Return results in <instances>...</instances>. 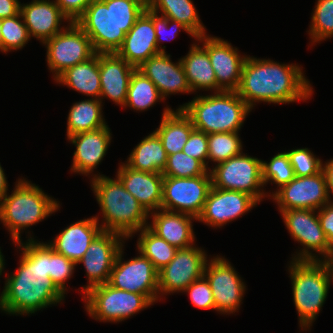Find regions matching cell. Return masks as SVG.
I'll return each mask as SVG.
<instances>
[{
	"label": "cell",
	"mask_w": 333,
	"mask_h": 333,
	"mask_svg": "<svg viewBox=\"0 0 333 333\" xmlns=\"http://www.w3.org/2000/svg\"><path fill=\"white\" fill-rule=\"evenodd\" d=\"M77 264L49 246V276L56 287L66 296V283L73 277Z\"/></svg>",
	"instance_id": "cell-41"
},
{
	"label": "cell",
	"mask_w": 333,
	"mask_h": 333,
	"mask_svg": "<svg viewBox=\"0 0 333 333\" xmlns=\"http://www.w3.org/2000/svg\"><path fill=\"white\" fill-rule=\"evenodd\" d=\"M62 13L71 21L76 22L93 0H54Z\"/></svg>",
	"instance_id": "cell-46"
},
{
	"label": "cell",
	"mask_w": 333,
	"mask_h": 333,
	"mask_svg": "<svg viewBox=\"0 0 333 333\" xmlns=\"http://www.w3.org/2000/svg\"><path fill=\"white\" fill-rule=\"evenodd\" d=\"M165 100L161 97L155 84L138 69L132 73L129 81L124 108L134 112H144Z\"/></svg>",
	"instance_id": "cell-34"
},
{
	"label": "cell",
	"mask_w": 333,
	"mask_h": 333,
	"mask_svg": "<svg viewBox=\"0 0 333 333\" xmlns=\"http://www.w3.org/2000/svg\"><path fill=\"white\" fill-rule=\"evenodd\" d=\"M167 153L161 139L153 131L132 149L124 163L138 171L162 173L167 164Z\"/></svg>",
	"instance_id": "cell-31"
},
{
	"label": "cell",
	"mask_w": 333,
	"mask_h": 333,
	"mask_svg": "<svg viewBox=\"0 0 333 333\" xmlns=\"http://www.w3.org/2000/svg\"><path fill=\"white\" fill-rule=\"evenodd\" d=\"M296 177H305L322 171L324 161L317 157L310 148H294L286 151Z\"/></svg>",
	"instance_id": "cell-42"
},
{
	"label": "cell",
	"mask_w": 333,
	"mask_h": 333,
	"mask_svg": "<svg viewBox=\"0 0 333 333\" xmlns=\"http://www.w3.org/2000/svg\"><path fill=\"white\" fill-rule=\"evenodd\" d=\"M19 249L17 270L5 277L0 292V310L10 316H29L37 311L63 304L65 295L49 276L47 242L22 240L14 243Z\"/></svg>",
	"instance_id": "cell-1"
},
{
	"label": "cell",
	"mask_w": 333,
	"mask_h": 333,
	"mask_svg": "<svg viewBox=\"0 0 333 333\" xmlns=\"http://www.w3.org/2000/svg\"><path fill=\"white\" fill-rule=\"evenodd\" d=\"M54 81L87 97L100 99L99 53L66 69Z\"/></svg>",
	"instance_id": "cell-30"
},
{
	"label": "cell",
	"mask_w": 333,
	"mask_h": 333,
	"mask_svg": "<svg viewBox=\"0 0 333 333\" xmlns=\"http://www.w3.org/2000/svg\"><path fill=\"white\" fill-rule=\"evenodd\" d=\"M330 273H331V278H332V282H333V250L331 251V253L329 254V256L325 259Z\"/></svg>",
	"instance_id": "cell-51"
},
{
	"label": "cell",
	"mask_w": 333,
	"mask_h": 333,
	"mask_svg": "<svg viewBox=\"0 0 333 333\" xmlns=\"http://www.w3.org/2000/svg\"><path fill=\"white\" fill-rule=\"evenodd\" d=\"M20 177L15 186L0 200V224L8 230L12 243L22 241L24 231L27 240H35L31 226L44 221L49 216L58 212L60 201L48 195L38 185Z\"/></svg>",
	"instance_id": "cell-5"
},
{
	"label": "cell",
	"mask_w": 333,
	"mask_h": 333,
	"mask_svg": "<svg viewBox=\"0 0 333 333\" xmlns=\"http://www.w3.org/2000/svg\"><path fill=\"white\" fill-rule=\"evenodd\" d=\"M67 140L76 148L73 153L71 173L89 178L100 175V172L96 174L94 169H97L104 160L111 145L112 132L109 125L97 130L74 134Z\"/></svg>",
	"instance_id": "cell-20"
},
{
	"label": "cell",
	"mask_w": 333,
	"mask_h": 333,
	"mask_svg": "<svg viewBox=\"0 0 333 333\" xmlns=\"http://www.w3.org/2000/svg\"><path fill=\"white\" fill-rule=\"evenodd\" d=\"M100 217L91 216L65 227L47 244L56 252L77 263L87 251L91 242L102 231Z\"/></svg>",
	"instance_id": "cell-25"
},
{
	"label": "cell",
	"mask_w": 333,
	"mask_h": 333,
	"mask_svg": "<svg viewBox=\"0 0 333 333\" xmlns=\"http://www.w3.org/2000/svg\"><path fill=\"white\" fill-rule=\"evenodd\" d=\"M297 63H279L248 55L237 94L253 110L256 103L289 104L306 102L314 88Z\"/></svg>",
	"instance_id": "cell-2"
},
{
	"label": "cell",
	"mask_w": 333,
	"mask_h": 333,
	"mask_svg": "<svg viewBox=\"0 0 333 333\" xmlns=\"http://www.w3.org/2000/svg\"><path fill=\"white\" fill-rule=\"evenodd\" d=\"M182 152L200 160L208 169H210V164H208V134L199 130L194 129Z\"/></svg>",
	"instance_id": "cell-45"
},
{
	"label": "cell",
	"mask_w": 333,
	"mask_h": 333,
	"mask_svg": "<svg viewBox=\"0 0 333 333\" xmlns=\"http://www.w3.org/2000/svg\"><path fill=\"white\" fill-rule=\"evenodd\" d=\"M116 176L148 213L161 209L164 178L162 173L134 170L121 162Z\"/></svg>",
	"instance_id": "cell-26"
},
{
	"label": "cell",
	"mask_w": 333,
	"mask_h": 333,
	"mask_svg": "<svg viewBox=\"0 0 333 333\" xmlns=\"http://www.w3.org/2000/svg\"><path fill=\"white\" fill-rule=\"evenodd\" d=\"M322 171L324 172L326 178L327 193L331 201H333L331 194L333 196V158L326 160L322 164Z\"/></svg>",
	"instance_id": "cell-49"
},
{
	"label": "cell",
	"mask_w": 333,
	"mask_h": 333,
	"mask_svg": "<svg viewBox=\"0 0 333 333\" xmlns=\"http://www.w3.org/2000/svg\"><path fill=\"white\" fill-rule=\"evenodd\" d=\"M178 109H182L190 117L196 130L207 134L240 132L252 111L236 91L197 94Z\"/></svg>",
	"instance_id": "cell-7"
},
{
	"label": "cell",
	"mask_w": 333,
	"mask_h": 333,
	"mask_svg": "<svg viewBox=\"0 0 333 333\" xmlns=\"http://www.w3.org/2000/svg\"><path fill=\"white\" fill-rule=\"evenodd\" d=\"M289 262L287 271L300 331H311L327 300L332 282L331 273L325 260L291 259Z\"/></svg>",
	"instance_id": "cell-6"
},
{
	"label": "cell",
	"mask_w": 333,
	"mask_h": 333,
	"mask_svg": "<svg viewBox=\"0 0 333 333\" xmlns=\"http://www.w3.org/2000/svg\"><path fill=\"white\" fill-rule=\"evenodd\" d=\"M42 45L46 48V62L53 80L66 69L96 54L90 38L76 22L67 24L60 33Z\"/></svg>",
	"instance_id": "cell-11"
},
{
	"label": "cell",
	"mask_w": 333,
	"mask_h": 333,
	"mask_svg": "<svg viewBox=\"0 0 333 333\" xmlns=\"http://www.w3.org/2000/svg\"><path fill=\"white\" fill-rule=\"evenodd\" d=\"M5 256L3 255V253H2V251H1V247H0V278H1V276L3 275V273L5 272L4 270V268H6L5 267V258H4Z\"/></svg>",
	"instance_id": "cell-52"
},
{
	"label": "cell",
	"mask_w": 333,
	"mask_h": 333,
	"mask_svg": "<svg viewBox=\"0 0 333 333\" xmlns=\"http://www.w3.org/2000/svg\"><path fill=\"white\" fill-rule=\"evenodd\" d=\"M207 256L204 248L197 244L178 249L174 258L158 271L159 302L167 295L183 292L192 282L203 277L210 258Z\"/></svg>",
	"instance_id": "cell-14"
},
{
	"label": "cell",
	"mask_w": 333,
	"mask_h": 333,
	"mask_svg": "<svg viewBox=\"0 0 333 333\" xmlns=\"http://www.w3.org/2000/svg\"><path fill=\"white\" fill-rule=\"evenodd\" d=\"M207 51L215 71L217 85L223 91H236L243 65L248 55H241L237 47L218 36L204 35L195 39Z\"/></svg>",
	"instance_id": "cell-18"
},
{
	"label": "cell",
	"mask_w": 333,
	"mask_h": 333,
	"mask_svg": "<svg viewBox=\"0 0 333 333\" xmlns=\"http://www.w3.org/2000/svg\"><path fill=\"white\" fill-rule=\"evenodd\" d=\"M153 25L156 33V44L160 53H168L165 50L166 46H162V42L174 39L177 35H179L181 30L185 31V33H187L191 38H194V40L196 39V37L182 23L168 19L154 12Z\"/></svg>",
	"instance_id": "cell-43"
},
{
	"label": "cell",
	"mask_w": 333,
	"mask_h": 333,
	"mask_svg": "<svg viewBox=\"0 0 333 333\" xmlns=\"http://www.w3.org/2000/svg\"><path fill=\"white\" fill-rule=\"evenodd\" d=\"M319 222L327 239L329 247L333 250V201L317 210Z\"/></svg>",
	"instance_id": "cell-47"
},
{
	"label": "cell",
	"mask_w": 333,
	"mask_h": 333,
	"mask_svg": "<svg viewBox=\"0 0 333 333\" xmlns=\"http://www.w3.org/2000/svg\"><path fill=\"white\" fill-rule=\"evenodd\" d=\"M8 180L0 163V200L8 193Z\"/></svg>",
	"instance_id": "cell-50"
},
{
	"label": "cell",
	"mask_w": 333,
	"mask_h": 333,
	"mask_svg": "<svg viewBox=\"0 0 333 333\" xmlns=\"http://www.w3.org/2000/svg\"><path fill=\"white\" fill-rule=\"evenodd\" d=\"M1 28H2V25H1V18H0V52H2V33H1Z\"/></svg>",
	"instance_id": "cell-53"
},
{
	"label": "cell",
	"mask_w": 333,
	"mask_h": 333,
	"mask_svg": "<svg viewBox=\"0 0 333 333\" xmlns=\"http://www.w3.org/2000/svg\"><path fill=\"white\" fill-rule=\"evenodd\" d=\"M146 8L140 0H93L76 23L96 53H116Z\"/></svg>",
	"instance_id": "cell-3"
},
{
	"label": "cell",
	"mask_w": 333,
	"mask_h": 333,
	"mask_svg": "<svg viewBox=\"0 0 333 333\" xmlns=\"http://www.w3.org/2000/svg\"><path fill=\"white\" fill-rule=\"evenodd\" d=\"M103 106L100 99L93 98L74 102L67 117L66 137L107 126Z\"/></svg>",
	"instance_id": "cell-32"
},
{
	"label": "cell",
	"mask_w": 333,
	"mask_h": 333,
	"mask_svg": "<svg viewBox=\"0 0 333 333\" xmlns=\"http://www.w3.org/2000/svg\"><path fill=\"white\" fill-rule=\"evenodd\" d=\"M2 53L23 49L31 40L22 14L1 19Z\"/></svg>",
	"instance_id": "cell-38"
},
{
	"label": "cell",
	"mask_w": 333,
	"mask_h": 333,
	"mask_svg": "<svg viewBox=\"0 0 333 333\" xmlns=\"http://www.w3.org/2000/svg\"><path fill=\"white\" fill-rule=\"evenodd\" d=\"M19 0H0V18L16 16L20 12Z\"/></svg>",
	"instance_id": "cell-48"
},
{
	"label": "cell",
	"mask_w": 333,
	"mask_h": 333,
	"mask_svg": "<svg viewBox=\"0 0 333 333\" xmlns=\"http://www.w3.org/2000/svg\"><path fill=\"white\" fill-rule=\"evenodd\" d=\"M211 187V175L164 177L161 209L188 214L197 219Z\"/></svg>",
	"instance_id": "cell-15"
},
{
	"label": "cell",
	"mask_w": 333,
	"mask_h": 333,
	"mask_svg": "<svg viewBox=\"0 0 333 333\" xmlns=\"http://www.w3.org/2000/svg\"><path fill=\"white\" fill-rule=\"evenodd\" d=\"M135 69L116 53H99L100 100L103 105V99H109L117 106H125L130 77Z\"/></svg>",
	"instance_id": "cell-24"
},
{
	"label": "cell",
	"mask_w": 333,
	"mask_h": 333,
	"mask_svg": "<svg viewBox=\"0 0 333 333\" xmlns=\"http://www.w3.org/2000/svg\"><path fill=\"white\" fill-rule=\"evenodd\" d=\"M124 246L116 256L108 284L119 290L143 294L153 304L158 303V270L139 251L138 256L125 261Z\"/></svg>",
	"instance_id": "cell-12"
},
{
	"label": "cell",
	"mask_w": 333,
	"mask_h": 333,
	"mask_svg": "<svg viewBox=\"0 0 333 333\" xmlns=\"http://www.w3.org/2000/svg\"><path fill=\"white\" fill-rule=\"evenodd\" d=\"M20 13L30 38L34 37L42 44L60 33L67 26L62 25L64 22L67 24L71 22L54 0H32L29 3H20Z\"/></svg>",
	"instance_id": "cell-23"
},
{
	"label": "cell",
	"mask_w": 333,
	"mask_h": 333,
	"mask_svg": "<svg viewBox=\"0 0 333 333\" xmlns=\"http://www.w3.org/2000/svg\"><path fill=\"white\" fill-rule=\"evenodd\" d=\"M159 53L153 11L147 7L126 34L116 54L138 69L146 60Z\"/></svg>",
	"instance_id": "cell-22"
},
{
	"label": "cell",
	"mask_w": 333,
	"mask_h": 333,
	"mask_svg": "<svg viewBox=\"0 0 333 333\" xmlns=\"http://www.w3.org/2000/svg\"><path fill=\"white\" fill-rule=\"evenodd\" d=\"M162 175L164 177L189 178L210 175V172L200 160L188 156L184 152H178L168 155Z\"/></svg>",
	"instance_id": "cell-39"
},
{
	"label": "cell",
	"mask_w": 333,
	"mask_h": 333,
	"mask_svg": "<svg viewBox=\"0 0 333 333\" xmlns=\"http://www.w3.org/2000/svg\"><path fill=\"white\" fill-rule=\"evenodd\" d=\"M311 22L307 34L309 35V46L320 44L333 37V0H316L311 13Z\"/></svg>",
	"instance_id": "cell-36"
},
{
	"label": "cell",
	"mask_w": 333,
	"mask_h": 333,
	"mask_svg": "<svg viewBox=\"0 0 333 333\" xmlns=\"http://www.w3.org/2000/svg\"><path fill=\"white\" fill-rule=\"evenodd\" d=\"M126 238L116 232L102 230L89 245L84 256L76 263L84 265L87 284L79 289L82 298L90 288L108 283L116 256Z\"/></svg>",
	"instance_id": "cell-16"
},
{
	"label": "cell",
	"mask_w": 333,
	"mask_h": 333,
	"mask_svg": "<svg viewBox=\"0 0 333 333\" xmlns=\"http://www.w3.org/2000/svg\"><path fill=\"white\" fill-rule=\"evenodd\" d=\"M294 178V170L286 151L278 152L269 162L262 160V180L265 186L268 183L276 184L278 190Z\"/></svg>",
	"instance_id": "cell-40"
},
{
	"label": "cell",
	"mask_w": 333,
	"mask_h": 333,
	"mask_svg": "<svg viewBox=\"0 0 333 333\" xmlns=\"http://www.w3.org/2000/svg\"><path fill=\"white\" fill-rule=\"evenodd\" d=\"M84 308L89 317L100 322L120 323L154 305L145 295L119 290L108 283L84 293Z\"/></svg>",
	"instance_id": "cell-8"
},
{
	"label": "cell",
	"mask_w": 333,
	"mask_h": 333,
	"mask_svg": "<svg viewBox=\"0 0 333 333\" xmlns=\"http://www.w3.org/2000/svg\"><path fill=\"white\" fill-rule=\"evenodd\" d=\"M180 59L192 93L197 94L200 90L211 93L223 91L217 85L207 51L196 40L190 45L188 53Z\"/></svg>",
	"instance_id": "cell-28"
},
{
	"label": "cell",
	"mask_w": 333,
	"mask_h": 333,
	"mask_svg": "<svg viewBox=\"0 0 333 333\" xmlns=\"http://www.w3.org/2000/svg\"><path fill=\"white\" fill-rule=\"evenodd\" d=\"M258 204L260 203L253 196L245 192L211 187L204 208L196 221L214 229L223 228L250 212Z\"/></svg>",
	"instance_id": "cell-19"
},
{
	"label": "cell",
	"mask_w": 333,
	"mask_h": 333,
	"mask_svg": "<svg viewBox=\"0 0 333 333\" xmlns=\"http://www.w3.org/2000/svg\"><path fill=\"white\" fill-rule=\"evenodd\" d=\"M181 293H188V297L194 307L204 310H215L214 296L210 283L205 276L192 282Z\"/></svg>",
	"instance_id": "cell-44"
},
{
	"label": "cell",
	"mask_w": 333,
	"mask_h": 333,
	"mask_svg": "<svg viewBox=\"0 0 333 333\" xmlns=\"http://www.w3.org/2000/svg\"><path fill=\"white\" fill-rule=\"evenodd\" d=\"M204 276L211 286L215 311L221 315L238 313L247 286L231 262L220 254L213 255L207 261Z\"/></svg>",
	"instance_id": "cell-13"
},
{
	"label": "cell",
	"mask_w": 333,
	"mask_h": 333,
	"mask_svg": "<svg viewBox=\"0 0 333 333\" xmlns=\"http://www.w3.org/2000/svg\"><path fill=\"white\" fill-rule=\"evenodd\" d=\"M149 218L152 220L149 221L148 227L177 249H185L196 243L193 230V222L197 220L195 217L159 209L149 213Z\"/></svg>",
	"instance_id": "cell-27"
},
{
	"label": "cell",
	"mask_w": 333,
	"mask_h": 333,
	"mask_svg": "<svg viewBox=\"0 0 333 333\" xmlns=\"http://www.w3.org/2000/svg\"><path fill=\"white\" fill-rule=\"evenodd\" d=\"M89 180L102 214L99 223L102 230L119 233L129 240L148 226L149 213L116 175L111 178L100 174Z\"/></svg>",
	"instance_id": "cell-4"
},
{
	"label": "cell",
	"mask_w": 333,
	"mask_h": 333,
	"mask_svg": "<svg viewBox=\"0 0 333 333\" xmlns=\"http://www.w3.org/2000/svg\"><path fill=\"white\" fill-rule=\"evenodd\" d=\"M160 121L154 132L161 139L167 155L182 152L191 132L195 129L190 117L182 109L174 110L166 105Z\"/></svg>",
	"instance_id": "cell-29"
},
{
	"label": "cell",
	"mask_w": 333,
	"mask_h": 333,
	"mask_svg": "<svg viewBox=\"0 0 333 333\" xmlns=\"http://www.w3.org/2000/svg\"><path fill=\"white\" fill-rule=\"evenodd\" d=\"M171 57L170 54L159 53L150 57L138 68L155 84L164 100L170 95L179 93L193 94L181 59L174 63Z\"/></svg>",
	"instance_id": "cell-21"
},
{
	"label": "cell",
	"mask_w": 333,
	"mask_h": 333,
	"mask_svg": "<svg viewBox=\"0 0 333 333\" xmlns=\"http://www.w3.org/2000/svg\"><path fill=\"white\" fill-rule=\"evenodd\" d=\"M243 152L239 132H217L208 134V163L213 165L226 161Z\"/></svg>",
	"instance_id": "cell-37"
},
{
	"label": "cell",
	"mask_w": 333,
	"mask_h": 333,
	"mask_svg": "<svg viewBox=\"0 0 333 333\" xmlns=\"http://www.w3.org/2000/svg\"><path fill=\"white\" fill-rule=\"evenodd\" d=\"M209 172L212 187L245 192L259 203L267 197L269 199L262 180V160L257 157L242 152L214 165Z\"/></svg>",
	"instance_id": "cell-9"
},
{
	"label": "cell",
	"mask_w": 333,
	"mask_h": 333,
	"mask_svg": "<svg viewBox=\"0 0 333 333\" xmlns=\"http://www.w3.org/2000/svg\"><path fill=\"white\" fill-rule=\"evenodd\" d=\"M143 4H145L147 7L151 4L152 0H140Z\"/></svg>",
	"instance_id": "cell-54"
},
{
	"label": "cell",
	"mask_w": 333,
	"mask_h": 333,
	"mask_svg": "<svg viewBox=\"0 0 333 333\" xmlns=\"http://www.w3.org/2000/svg\"><path fill=\"white\" fill-rule=\"evenodd\" d=\"M154 13L182 23L195 36L207 35L193 0H152L148 6Z\"/></svg>",
	"instance_id": "cell-33"
},
{
	"label": "cell",
	"mask_w": 333,
	"mask_h": 333,
	"mask_svg": "<svg viewBox=\"0 0 333 333\" xmlns=\"http://www.w3.org/2000/svg\"><path fill=\"white\" fill-rule=\"evenodd\" d=\"M269 198L278 206V212L289 209L319 210L331 202L324 172L296 177L278 190H272Z\"/></svg>",
	"instance_id": "cell-17"
},
{
	"label": "cell",
	"mask_w": 333,
	"mask_h": 333,
	"mask_svg": "<svg viewBox=\"0 0 333 333\" xmlns=\"http://www.w3.org/2000/svg\"><path fill=\"white\" fill-rule=\"evenodd\" d=\"M134 234L138 235L136 250L148 258L158 271L174 258L178 250L155 234L148 226Z\"/></svg>",
	"instance_id": "cell-35"
},
{
	"label": "cell",
	"mask_w": 333,
	"mask_h": 333,
	"mask_svg": "<svg viewBox=\"0 0 333 333\" xmlns=\"http://www.w3.org/2000/svg\"><path fill=\"white\" fill-rule=\"evenodd\" d=\"M290 236L302 248L291 255L292 260H325L332 249L319 222L317 210L289 209L280 212Z\"/></svg>",
	"instance_id": "cell-10"
}]
</instances>
